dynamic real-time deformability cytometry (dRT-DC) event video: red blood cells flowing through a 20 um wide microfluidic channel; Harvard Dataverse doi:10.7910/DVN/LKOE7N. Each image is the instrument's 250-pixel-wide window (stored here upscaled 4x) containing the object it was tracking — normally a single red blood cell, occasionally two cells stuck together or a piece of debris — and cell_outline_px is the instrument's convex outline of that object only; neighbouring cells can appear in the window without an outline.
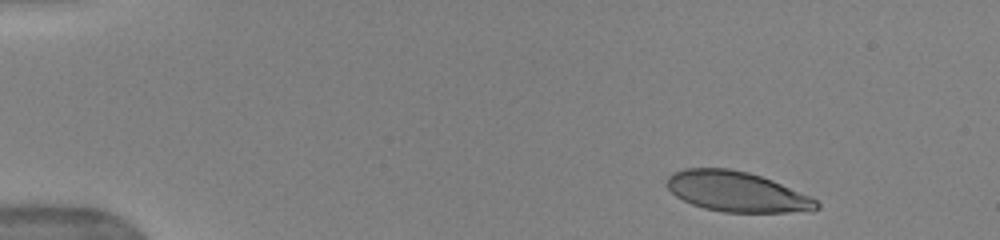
{"species": "human", "species_latin": "Homo sapiens", "temperature_condition": "warm", "stored_images_in_passage": 40, "camera_frame_rate_fps": 3000, "um_per_image_px": 0.085, "donor": {"sex": "female"}, "frame": {"image": 1, "passage_image": 1, "time_ms": 0.0, "image_size_px": [1000, 240], "cell_outline_px": [[820, 208], [812, 212], [724, 212], [704, 208], [692, 204], [676, 196], [664, 184], [668, 176], [672, 172], [684, 168], [728, 168], [748, 172], [772, 180], [808, 196], [816, 200], [820, 204]], "centroid_in_image_um": [62.6, 16.29], "position_along_channel_um": 22.4, "area_um2": 35.08}}
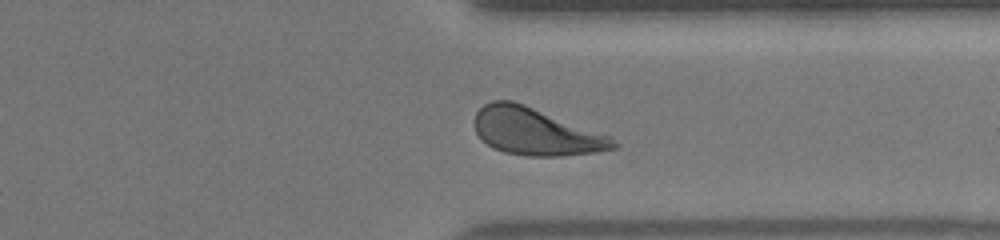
{"frame": {"image": 2, "passage_image": 35, "time_ms": 11.333, "image_size_px": [1000, 240], "cell_outline_px": [[620, 148], [596, 152], [560, 156], [528, 156], [504, 152], [492, 148], [476, 132], [476, 112], [484, 104], [492, 100], [512, 100], [524, 104], [612, 136], [620, 144]], "centroid_in_image_um": [45.6, 11.19], "position_along_channel_um": 365.8, "area_um2": 38.21}}
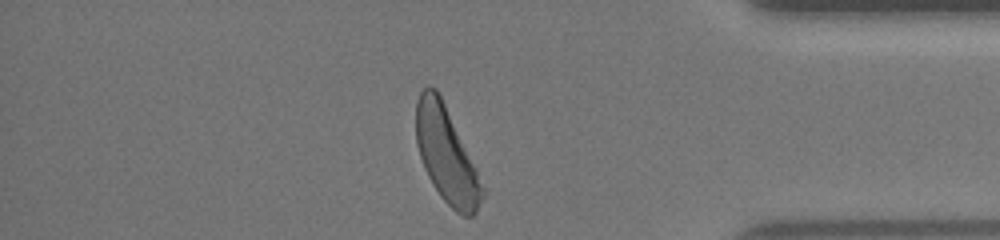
{"frame": {"image": 3, "passage_image": 39, "time_ms": 12.667, "image_size_px": [1000, 240], "cell_outline_px": [[484, 196], [476, 212], [472, 216], [464, 216], [456, 212], [440, 196], [432, 184], [424, 168], [416, 144], [416, 100], [420, 92], [428, 84], [436, 88], [476, 168], [484, 188]], "centroid_in_image_um": [37.93, 13.18], "position_along_channel_um": 397.3, "area_um2": 36.47}, "authors_computed_cell_mechanics": {"area_um2": 38.148, "velocity_mm_per_s": 3.9348, "shape_relaxation_time_tau1_ms": 2.5717, "shape_relaxation_time_tau2_ms": null, "deformation_change_tau1": 0.1504, "deformation_change_tau2": null}}